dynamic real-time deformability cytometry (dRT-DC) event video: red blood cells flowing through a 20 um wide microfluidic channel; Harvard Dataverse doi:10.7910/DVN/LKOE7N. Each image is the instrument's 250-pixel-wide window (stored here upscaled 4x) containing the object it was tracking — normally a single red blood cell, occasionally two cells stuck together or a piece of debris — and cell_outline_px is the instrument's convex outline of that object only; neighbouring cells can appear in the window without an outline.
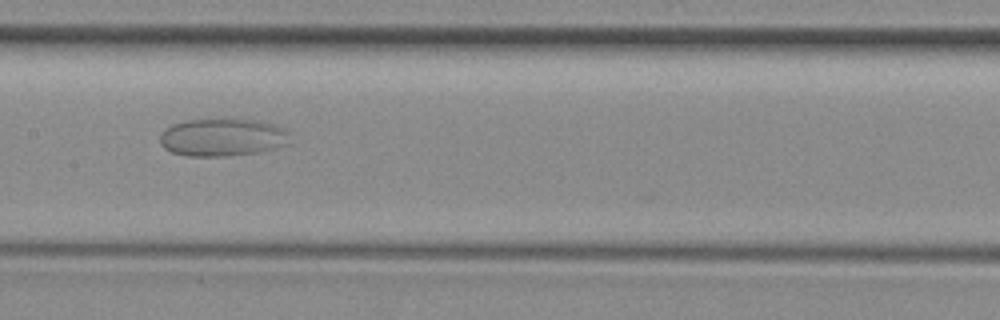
{"species": "common noctule bat (a hibernating species)", "species_latin": "Nyctalus noctula", "temperature_condition": "room temperature", "stored_images_in_passage": 24, "camera_frame_rate_fps": 3000, "um_per_image_px": 0.085, "animal": {"sex": "female", "body_mass_g": 29.2, "forearm_length_mm": 56.3}, "frame": {"image": 1, "passage_image": 15, "time_ms": 4.667, "image_size_px": [1000, 320], "cell_outline_px": [[288, 132], [284, 144], [272, 148], [256, 152], [224, 156], [188, 156], [172, 152], [164, 148], [160, 144], [160, 136], [164, 128], [172, 124], [188, 120], [224, 116], [256, 120], [276, 124], [284, 128]], "centroid_in_image_um": [18.84, 11.62], "position_along_channel_um": 188.6, "area_um2": 29.02}}
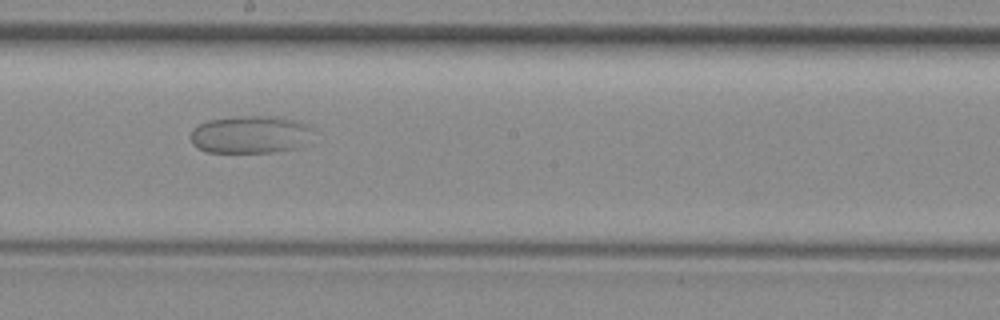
{"frame": {"image": 2, "passage_image": 18, "time_ms": 5.667, "image_size_px": [1000, 320], "cell_outline_px": [[316, 128], [304, 144], [296, 148], [272, 152], [204, 152], [196, 148], [192, 144], [192, 132], [200, 124], [208, 120], [240, 116], [280, 116], [296, 120], [308, 124]], "centroid_in_image_um": [21.33, 11.43], "position_along_channel_um": 226.9, "area_um2": 27.05}}